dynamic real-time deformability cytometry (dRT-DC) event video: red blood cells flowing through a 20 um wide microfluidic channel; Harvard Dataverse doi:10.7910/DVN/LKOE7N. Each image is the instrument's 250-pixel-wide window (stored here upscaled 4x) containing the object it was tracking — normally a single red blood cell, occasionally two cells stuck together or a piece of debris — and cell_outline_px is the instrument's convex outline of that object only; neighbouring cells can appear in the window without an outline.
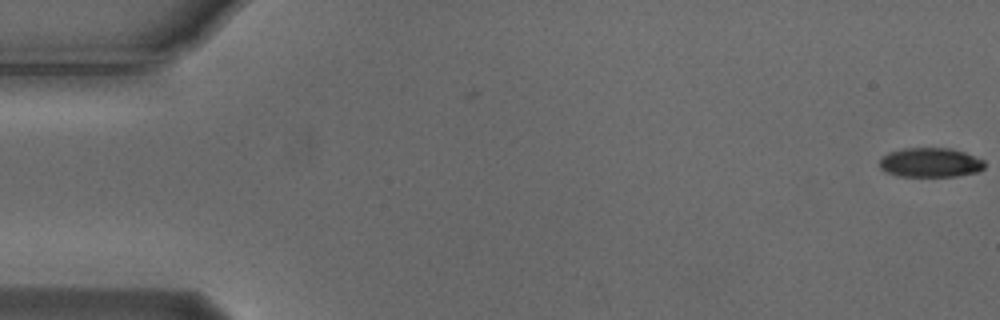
{"species": "Egyptian fruit bat (a non-hibernating species)", "species_latin": "Rousettus aegyptiacus", "temperature_condition": "cold", "stored_images_in_passage": 2, "camera_frame_rate_fps": 3000, "um_per_image_px": 0.085, "animal": {"sex": "male"}, "frame": {"image": 1, "passage_image": 2, "time_ms": 0.333, "image_size_px": [1000, 320], "cell_outline_px": [[984, 168], [976, 172], [956, 176], [896, 176], [884, 172], [880, 168], [880, 160], [888, 152], [904, 148], [952, 148], [964, 152], [984, 160]], "centroid_in_image_um": [79.05, 13.81], "position_along_channel_um": 5.9, "area_um2": 18.03}}